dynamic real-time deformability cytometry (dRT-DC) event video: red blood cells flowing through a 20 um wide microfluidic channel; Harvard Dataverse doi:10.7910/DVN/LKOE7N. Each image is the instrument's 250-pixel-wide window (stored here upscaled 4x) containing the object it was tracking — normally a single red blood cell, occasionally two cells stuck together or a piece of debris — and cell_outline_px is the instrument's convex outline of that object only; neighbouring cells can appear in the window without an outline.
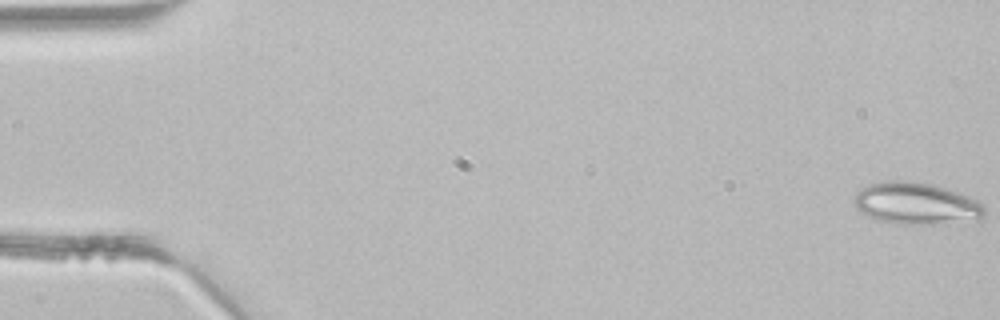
{"species": "common noctule bat (a hibernating species)", "species_latin": "Nyctalus noctula", "temperature_condition": "room temperature", "stored_images_in_passage": 4, "camera_frame_rate_fps": 3000, "um_per_image_px": 0.085, "animal": {"sex": "male", "body_mass_g": 21.5, "forearm_length_mm": 52.0}, "frame": {"image": 1, "passage_image": 1, "time_ms": 0.0, "image_size_px": [1000, 320], "cell_outline_px": [[984, 216], [980, 224], [896, 224], [876, 220], [860, 212], [856, 208], [852, 200], [856, 192], [860, 188], [868, 184], [880, 180], [912, 180], [932, 184], [960, 192], [980, 200], [984, 204]], "centroid_in_image_um": [77.96, 17.32], "position_along_channel_um": 7.0, "area_um2": 33.52}}